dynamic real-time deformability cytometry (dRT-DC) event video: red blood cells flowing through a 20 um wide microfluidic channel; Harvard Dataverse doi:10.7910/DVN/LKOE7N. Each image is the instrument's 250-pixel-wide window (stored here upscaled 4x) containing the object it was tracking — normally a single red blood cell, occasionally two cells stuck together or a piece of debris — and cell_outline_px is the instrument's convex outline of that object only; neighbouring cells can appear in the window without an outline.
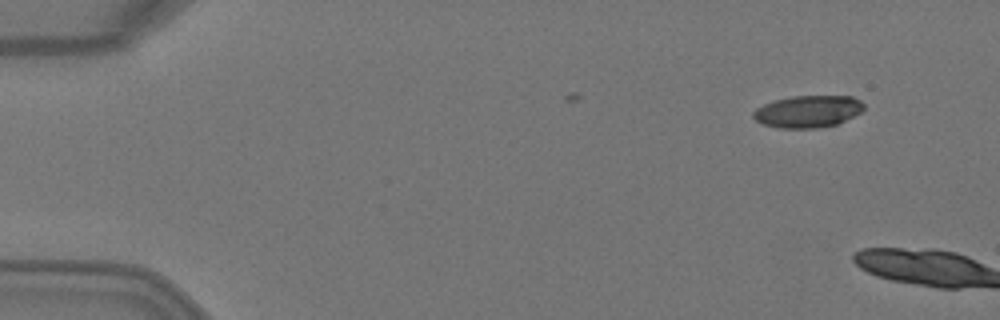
{"species": "Egyptian fruit bat (a non-hibernating species)", "species_latin": "Rousettus aegyptiacus", "temperature_condition": "warm", "stored_images_in_passage": 2, "camera_frame_rate_fps": 3000, "um_per_image_px": 0.085, "animal": {"sex": "female"}, "frame": {"image": 1, "passage_image": 1, "time_ms": 0.0, "image_size_px": [1000, 320], "cell_outline_px": [[864, 108], [860, 112], [836, 124], [816, 128], [780, 128], [764, 124], [756, 120], [752, 116], [752, 112], [756, 108], [772, 100], [792, 96], [852, 96], [860, 100], [864, 104]], "centroid_in_image_um": [68.64, 9.46], "position_along_channel_um": 16.4, "area_um2": 20.58}}